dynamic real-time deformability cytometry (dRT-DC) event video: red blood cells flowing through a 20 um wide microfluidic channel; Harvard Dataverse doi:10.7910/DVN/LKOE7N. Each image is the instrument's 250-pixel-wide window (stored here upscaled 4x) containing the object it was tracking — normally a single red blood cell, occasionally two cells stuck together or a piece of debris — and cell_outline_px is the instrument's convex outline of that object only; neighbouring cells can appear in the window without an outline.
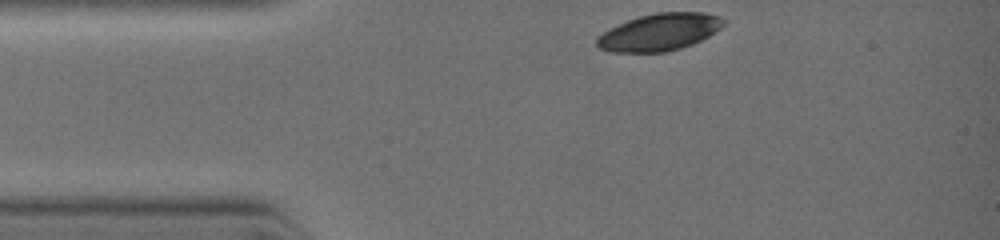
{"species": "common noctule bat (a hibernating species)", "species_latin": "Nyctalus noctula", "temperature_condition": "warm", "stored_images_in_passage": 7, "camera_frame_rate_fps": 3000, "um_per_image_px": 0.085, "animal": {"sex": "female", "body_mass_g": 19.0, "forearm_length_mm": 51.5}, "frame": {"image": 1, "passage_image": 1, "time_ms": 0.0, "image_size_px": [1000, 240], "cell_outline_px": [[724, 24], [720, 28], [708, 36], [692, 44], [668, 52], [612, 52], [600, 48], [596, 44], [596, 36], [628, 20], [640, 16], [656, 12], [704, 12], [720, 16], [724, 20]], "centroid_in_image_um": [56.06, 2.73], "position_along_channel_um": 28.9, "area_um2": 27.22}}
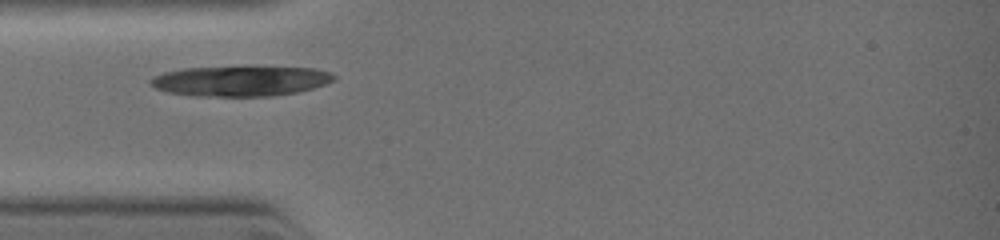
{"frame": {"image": 2, "passage_image": 4, "time_ms": 1.333, "image_size_px": [1000, 240], "cell_outline_px": [[336, 76], [332, 80], [324, 84], [312, 88], [296, 92], [272, 96], [192, 96], [168, 92], [156, 88], [148, 84], [148, 80], [152, 76], [164, 72], [184, 68], [312, 68], [328, 72]], "centroid_in_image_um": [20.34, 6.9], "position_along_channel_um": 64.7, "area_um2": 31.67}}
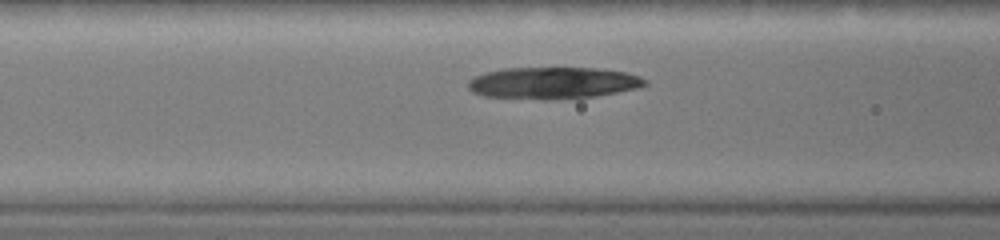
{"frame": {"image": 3, "passage_image": 6, "time_ms": 2.333, "image_size_px": [1000, 240], "cell_outline_px": [[648, 84], [640, 88], [596, 96], [548, 100], [544, 100], [484, 96], [472, 92], [468, 88], [468, 80], [472, 76], [484, 72], [504, 68], [596, 68], [624, 72], [640, 76], [648, 80]], "centroid_in_image_um": [46.99, 7.05], "position_along_channel_um": 119.6, "area_um2": 33.12}}